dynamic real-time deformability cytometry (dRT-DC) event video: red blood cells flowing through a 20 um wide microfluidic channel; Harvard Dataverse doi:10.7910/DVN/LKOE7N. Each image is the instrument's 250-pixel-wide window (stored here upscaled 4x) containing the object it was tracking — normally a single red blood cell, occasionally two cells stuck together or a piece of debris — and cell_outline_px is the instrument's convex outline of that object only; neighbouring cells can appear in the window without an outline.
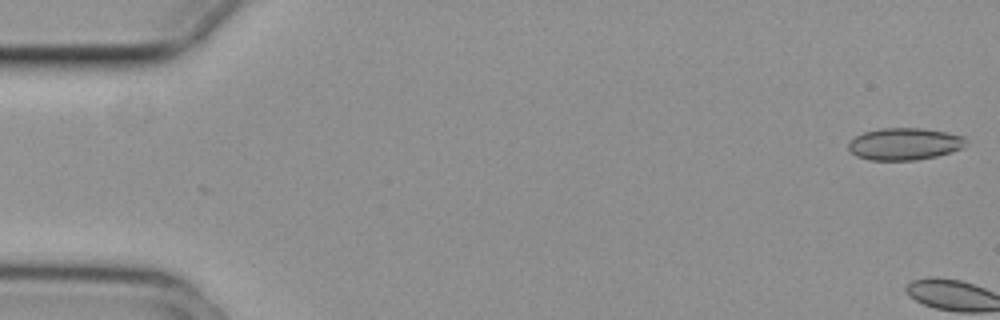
{"species": "common noctule bat (a hibernating species)", "species_latin": "Nyctalus noctula", "temperature_condition": "cold", "stored_images_in_passage": 3, "camera_frame_rate_fps": 3000, "um_per_image_px": 0.085, "animal": {"sex": "female", "body_mass_g": 29.2, "forearm_length_mm": 56.3}, "frame": {"image": 1, "passage_image": 3, "time_ms": 0.667, "image_size_px": [1000, 320], "cell_outline_px": [[968, 144], [964, 148], [952, 152], [936, 156], [916, 160], [868, 160], [856, 156], [848, 148], [848, 144], [856, 136], [864, 132], [880, 128], [924, 128], [948, 132], [964, 136], [968, 140]], "centroid_in_image_um": [76.95, 12.23], "position_along_channel_um": 8.1, "area_um2": 22.25}}